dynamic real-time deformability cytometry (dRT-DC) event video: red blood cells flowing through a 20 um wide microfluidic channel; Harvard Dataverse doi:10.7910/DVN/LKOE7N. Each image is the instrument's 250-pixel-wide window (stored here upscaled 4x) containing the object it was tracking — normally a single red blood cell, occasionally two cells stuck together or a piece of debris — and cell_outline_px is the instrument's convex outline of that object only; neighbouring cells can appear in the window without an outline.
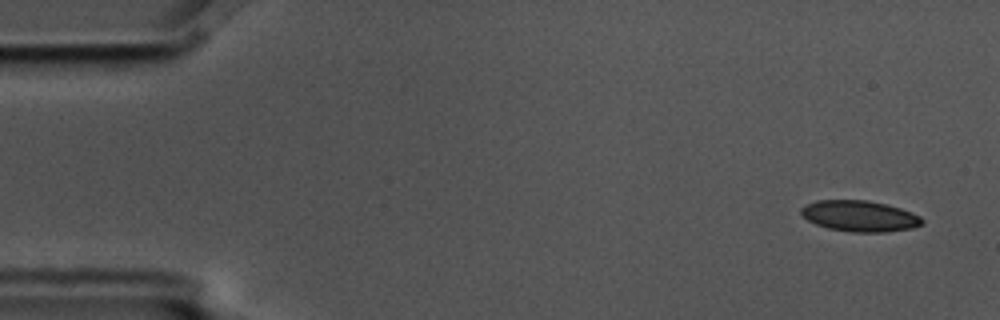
{"species": "common noctule bat (a hibernating species)", "species_latin": "Nyctalus noctula", "temperature_condition": "cold", "stored_images_in_passage": 7, "camera_frame_rate_fps": 3000, "um_per_image_px": 0.085, "animal": {"sex": "male", "body_mass_g": 17.5, "forearm_length_mm": 52.3}, "frame": {"image": 1, "passage_image": 1, "time_ms": 0.0, "image_size_px": [1000, 320], "cell_outline_px": [[924, 224], [912, 228], [888, 232], [852, 232], [828, 228], [816, 224], [808, 220], [800, 212], [800, 208], [804, 204], [816, 200], [868, 200], [900, 208], [912, 212], [920, 216], [924, 220]], "centroid_in_image_um": [73.08, 18.36], "position_along_channel_um": 11.9, "area_um2": 21.96}}
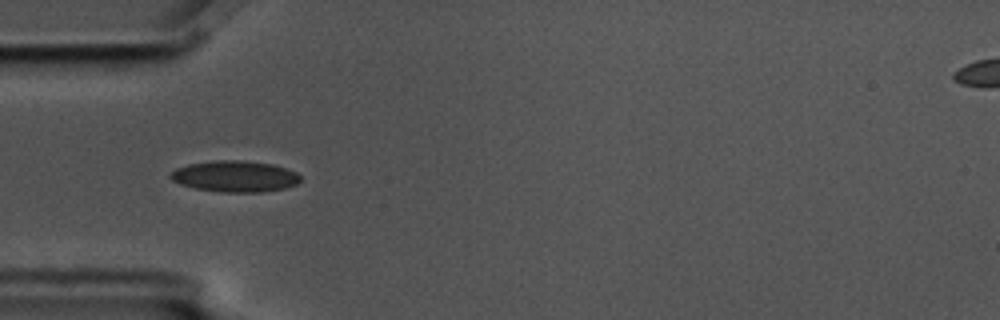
{"frame": {"image": 2, "passage_image": 5, "time_ms": 1.333, "image_size_px": [1000, 320], "cell_outline_px": [[300, 180], [296, 184], [284, 188], [260, 192], [220, 192], [196, 188], [180, 184], [172, 180], [168, 176], [168, 172], [176, 168], [188, 164], [216, 160], [244, 160], [272, 164], [296, 172], [300, 176]], "centroid_in_image_um": [19.92, 14.98], "position_along_channel_um": 65.1, "area_um2": 23.64}}